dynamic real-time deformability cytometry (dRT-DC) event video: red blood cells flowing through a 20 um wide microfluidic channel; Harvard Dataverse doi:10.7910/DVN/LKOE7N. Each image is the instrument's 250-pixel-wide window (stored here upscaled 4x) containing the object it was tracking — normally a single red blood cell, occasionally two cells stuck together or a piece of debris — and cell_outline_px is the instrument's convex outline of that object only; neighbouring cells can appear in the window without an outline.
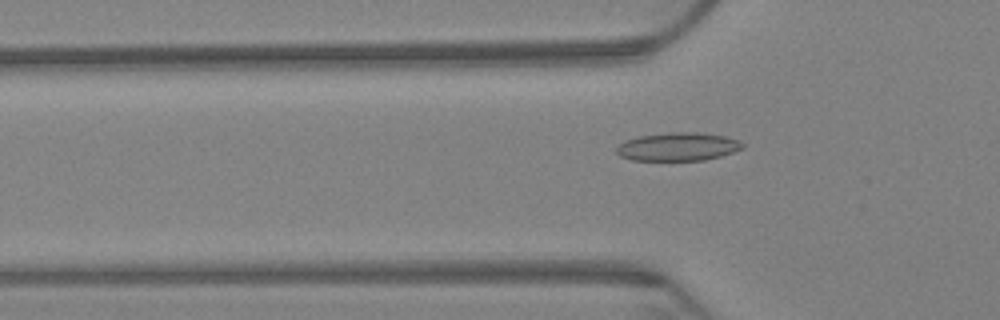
{"species": "Egyptian fruit bat (a non-hibernating species)", "species_latin": "Rousettus aegyptiacus", "temperature_condition": "warm", "stored_images_in_passage": 54, "camera_frame_rate_fps": 3000, "um_per_image_px": 0.085, "animal": {"sex": "female"}, "frame": {"image": 1, "passage_image": 20, "time_ms": 6.333, "image_size_px": [1000, 320], "cell_outline_px": [[744, 148], [720, 156], [704, 160], [632, 160], [620, 156], [616, 152], [616, 148], [624, 140], [640, 136], [668, 132], [696, 132], [724, 136], [740, 140], [744, 144]], "centroid_in_image_um": [57.62, 12.46], "position_along_channel_um": 68.2, "area_um2": 20.75}}
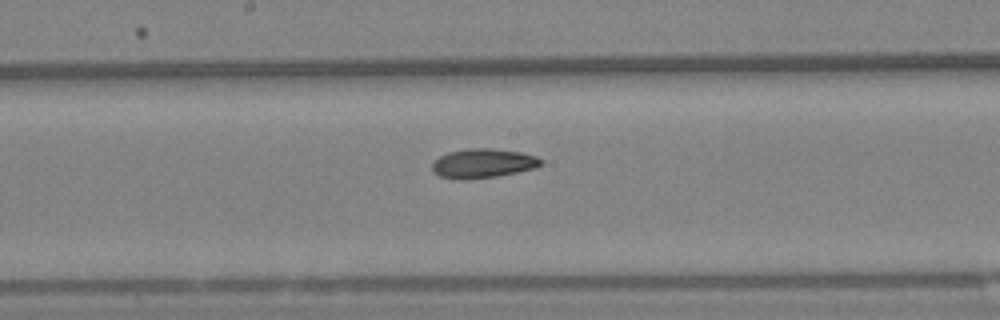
{"frame": {"image": 2, "passage_image": 33, "time_ms": 10.667, "image_size_px": [1000, 320], "cell_outline_px": [[544, 164], [536, 168], [496, 176], [440, 176], [432, 168], [432, 164], [440, 156], [448, 152], [468, 148], [492, 148], [520, 152], [536, 156], [544, 160]], "centroid_in_image_um": [41.17, 13.82], "position_along_channel_um": 207.0, "area_um2": 17.69}}
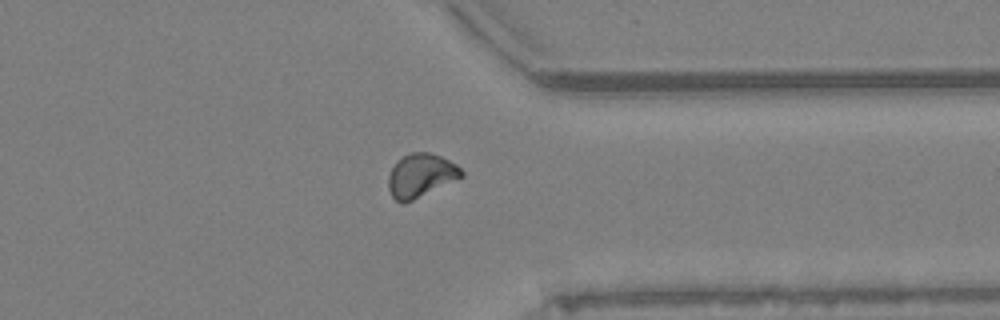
{"frame": {"image": 3, "passage_image": 49, "time_ms": 16.0, "image_size_px": [1000, 320], "cell_outline_px": [[464, 176], [404, 204], [396, 200], [392, 196], [388, 188], [388, 176], [396, 160], [412, 152], [428, 152], [440, 156], [456, 164], [464, 172]], "centroid_in_image_um": [35.75, 14.91], "position_along_channel_um": 375.6, "area_um2": 18.44}, "authors_computed_cell_mechanics": {"area_um2": 18.5827, "velocity_mm_per_s": 3.2193, "shape_relaxation_time_tau1_ms": null, "shape_relaxation_time_tau2_ms": 8.0009, "deformation_change_tau1": null, "deformation_change_tau2": 0.1174}}